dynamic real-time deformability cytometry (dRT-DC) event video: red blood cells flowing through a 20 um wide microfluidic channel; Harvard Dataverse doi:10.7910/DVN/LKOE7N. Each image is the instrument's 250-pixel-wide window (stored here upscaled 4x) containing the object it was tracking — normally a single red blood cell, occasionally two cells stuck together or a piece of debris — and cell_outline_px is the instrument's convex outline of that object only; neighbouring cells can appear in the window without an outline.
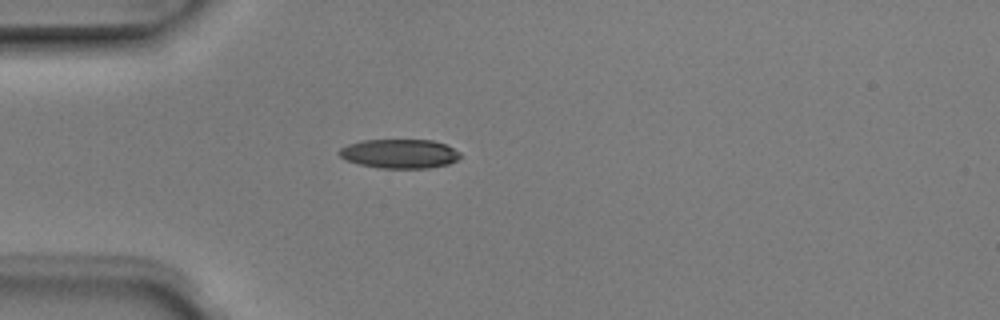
{"species": "Egyptian fruit bat (a non-hibernating species)", "species_latin": "Rousettus aegyptiacus", "temperature_condition": "room temperature", "stored_images_in_passage": 2, "camera_frame_rate_fps": 3000, "um_per_image_px": 0.085, "animal": {"sex": "male"}, "frame": {"image": 1, "passage_image": 2, "time_ms": 0.333, "image_size_px": [1000, 320], "cell_outline_px": [[460, 156], [456, 160], [448, 164], [428, 168], [380, 168], [360, 164], [344, 160], [336, 152], [340, 148], [348, 144], [364, 140], [432, 140], [444, 144], [460, 152]], "centroid_in_image_um": [33.92, 13.06], "position_along_channel_um": 51.1, "area_um2": 20.52}}